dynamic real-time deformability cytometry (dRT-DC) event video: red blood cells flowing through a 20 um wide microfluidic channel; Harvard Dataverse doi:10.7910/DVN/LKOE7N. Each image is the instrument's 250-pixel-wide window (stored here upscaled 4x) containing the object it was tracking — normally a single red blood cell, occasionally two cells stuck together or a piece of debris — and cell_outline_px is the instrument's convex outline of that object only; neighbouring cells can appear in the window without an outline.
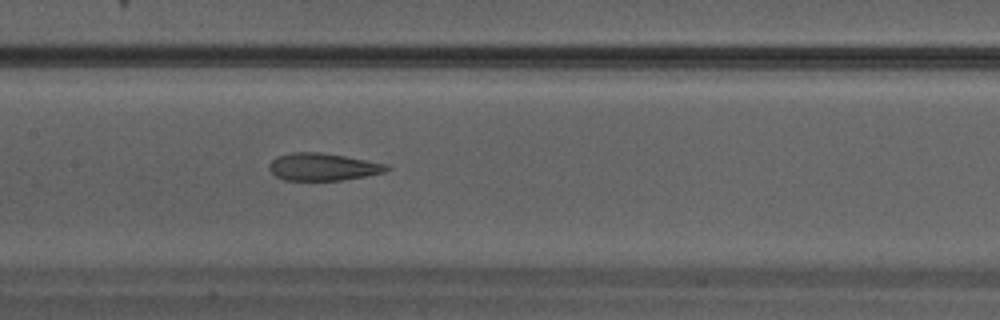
{"species": "Egyptian fruit bat (a non-hibernating species)", "species_latin": "Rousettus aegyptiacus", "temperature_condition": "warm", "stored_images_in_passage": 31, "camera_frame_rate_fps": 3000, "um_per_image_px": 0.085, "animal": {"sex": "male"}, "frame": {"image": 1, "passage_image": 14, "time_ms": 4.333, "image_size_px": [1000, 320], "cell_outline_px": [[392, 168], [384, 172], [364, 176], [340, 180], [284, 180], [276, 176], [268, 168], [268, 164], [276, 156], [292, 152], [320, 152], [344, 156], [388, 164]], "centroid_in_image_um": [27.43, 14.17], "position_along_channel_um": 180.0, "area_um2": 18.73}}